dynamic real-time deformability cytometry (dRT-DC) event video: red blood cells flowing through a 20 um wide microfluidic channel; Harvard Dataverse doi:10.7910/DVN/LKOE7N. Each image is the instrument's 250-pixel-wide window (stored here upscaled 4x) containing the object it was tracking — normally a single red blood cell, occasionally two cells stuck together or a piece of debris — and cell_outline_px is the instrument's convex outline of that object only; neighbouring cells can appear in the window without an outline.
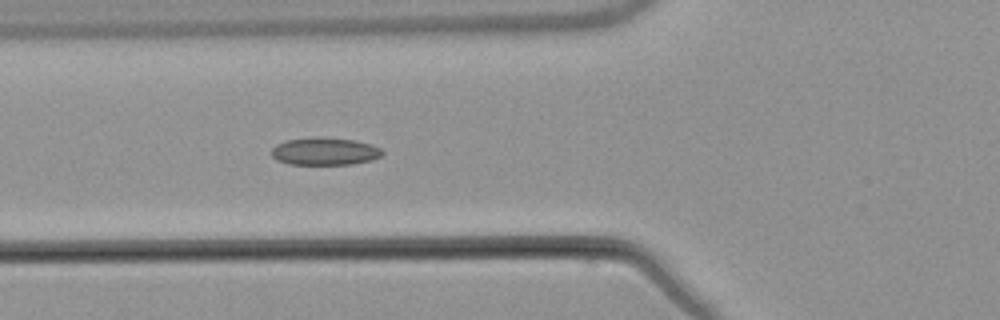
{"species": "common noctule bat (a hibernating species)", "species_latin": "Nyctalus noctula", "temperature_condition": "warm", "stored_images_in_passage": 5, "camera_frame_rate_fps": 3000, "um_per_image_px": 0.085, "animal": {"sex": "male", "body_mass_g": 21.5, "forearm_length_mm": 52.0}, "frame": {"image": 1, "passage_image": 5, "time_ms": 4.667, "image_size_px": [1000, 320], "cell_outline_px": [[384, 152], [380, 156], [372, 160], [352, 164], [288, 164], [276, 160], [268, 152], [276, 144], [288, 140], [352, 140], [372, 144], [380, 148]], "centroid_in_image_um": [27.59, 12.92], "position_along_channel_um": 98.2, "area_um2": 16.99}}